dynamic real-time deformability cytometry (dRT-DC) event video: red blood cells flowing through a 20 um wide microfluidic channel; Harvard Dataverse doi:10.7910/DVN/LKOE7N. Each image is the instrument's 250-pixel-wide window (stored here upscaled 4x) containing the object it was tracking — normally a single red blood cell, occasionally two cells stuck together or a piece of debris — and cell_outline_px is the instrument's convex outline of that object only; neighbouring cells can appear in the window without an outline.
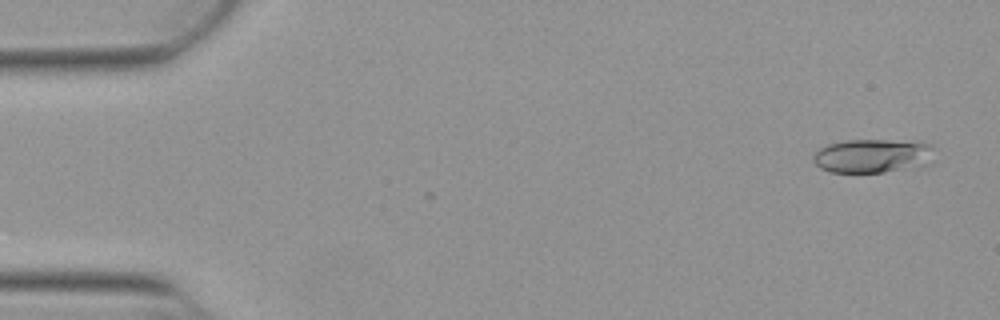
{"species": "Egyptian fruit bat (a non-hibernating species)", "species_latin": "Rousettus aegyptiacus", "temperature_condition": "warm", "stored_images_in_passage": 53, "camera_frame_rate_fps": 3000, "um_per_image_px": 0.085, "animal": {"sex": "female"}, "frame": {"image": 1, "passage_image": 3, "time_ms": 0.667, "image_size_px": [1000, 320], "cell_outline_px": [[936, 148], [924, 164], [884, 172], [828, 172], [820, 168], [812, 160], [812, 156], [820, 148], [828, 144], [844, 140], [888, 140], [932, 144]], "centroid_in_image_um": [74.08, 13.24], "position_along_channel_um": 10.9, "area_um2": 23.47}}
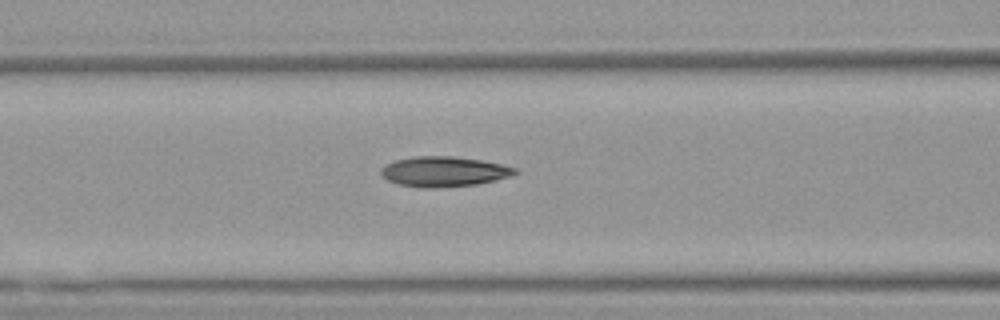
{"frame": {"image": 2, "passage_image": 22, "time_ms": 7.0, "image_size_px": [1000, 320], "cell_outline_px": [[520, 172], [512, 176], [496, 180], [476, 184], [436, 188], [420, 188], [396, 184], [388, 180], [380, 172], [380, 168], [384, 164], [396, 160], [412, 156], [452, 156], [480, 160], [500, 164], [516, 168]], "centroid_in_image_um": [37.71, 14.59], "position_along_channel_um": 128.9, "area_um2": 23.7}}
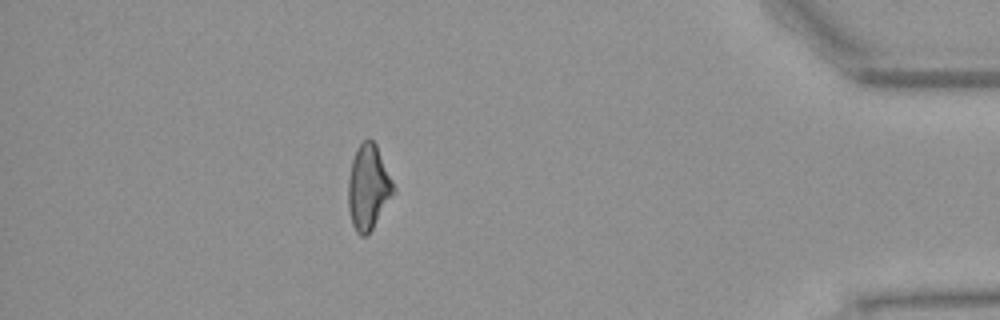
{"frame": {"image": 3, "passage_image": 47, "time_ms": 15.333, "image_size_px": [1000, 320], "cell_outline_px": [[396, 192], [368, 236], [360, 236], [356, 232], [352, 224], [348, 208], [348, 180], [352, 160], [356, 148], [368, 136], [376, 144], [396, 188]], "centroid_in_image_um": [31.32, 15.94], "position_along_channel_um": 403.9, "area_um2": 22.77}, "authors_computed_cell_mechanics": {"area_um2": 22.5998, "velocity_mm_per_s": 3.8636, "shape_relaxation_time_tau1_ms": 10.6963, "shape_relaxation_time_tau2_ms": 2.0154, "deformation_change_tau1": 0.2786, "deformation_change_tau2": 0.0881}}